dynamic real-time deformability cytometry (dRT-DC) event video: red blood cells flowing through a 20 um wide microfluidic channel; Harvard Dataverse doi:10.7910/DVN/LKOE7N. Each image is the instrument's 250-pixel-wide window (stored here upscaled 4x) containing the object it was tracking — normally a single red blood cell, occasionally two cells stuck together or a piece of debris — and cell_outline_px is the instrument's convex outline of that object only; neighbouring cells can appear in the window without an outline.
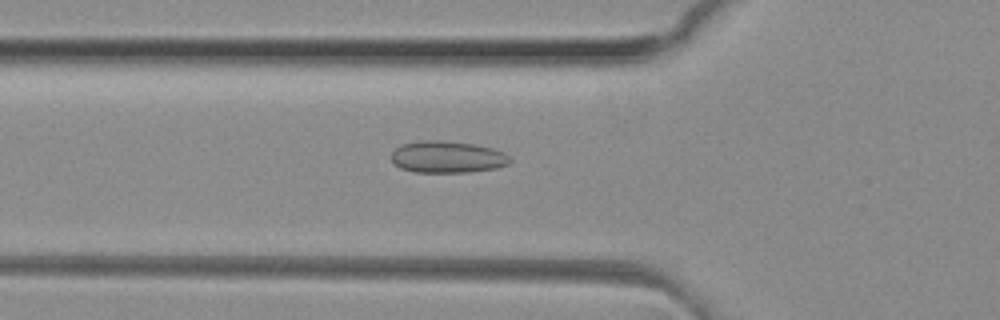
{"species": "common noctule bat (a hibernating species)", "species_latin": "Nyctalus noctula", "temperature_condition": "room temperature", "stored_images_in_passage": 49, "camera_frame_rate_fps": 3000, "um_per_image_px": 0.085, "animal": {"sex": "female", "body_mass_g": 29.2, "forearm_length_mm": 56.3}, "frame": {"image": 1, "passage_image": 17, "time_ms": 5.333, "image_size_px": [1000, 320], "cell_outline_px": [[512, 160], [508, 164], [496, 168], [468, 172], [412, 172], [400, 168], [392, 160], [392, 152], [400, 144], [424, 140], [436, 140], [472, 144], [492, 148], [504, 152]], "centroid_in_image_um": [38.01, 13.35], "position_along_channel_um": 87.8, "area_um2": 21.91}}
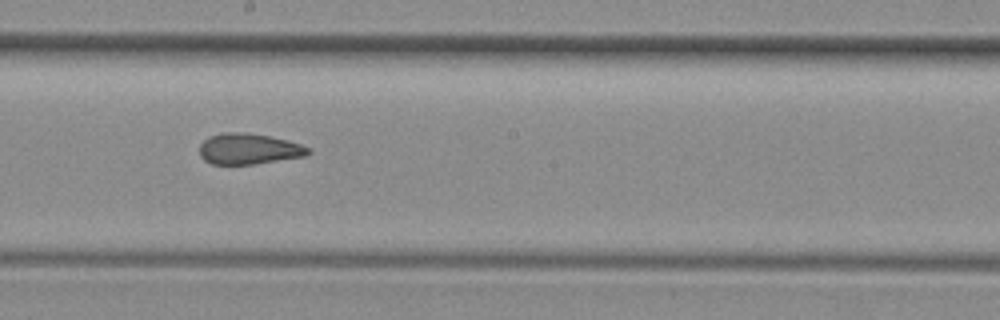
{"frame": {"image": 2, "passage_image": 27, "time_ms": 8.667, "image_size_px": [1000, 320], "cell_outline_px": [[312, 152], [308, 156], [252, 164], [212, 164], [204, 160], [200, 156], [200, 144], [204, 140], [212, 136], [224, 132], [244, 132], [268, 136], [288, 140], [312, 148]], "centroid_in_image_um": [21.19, 12.66], "position_along_channel_um": 227.0, "area_um2": 19.59}}
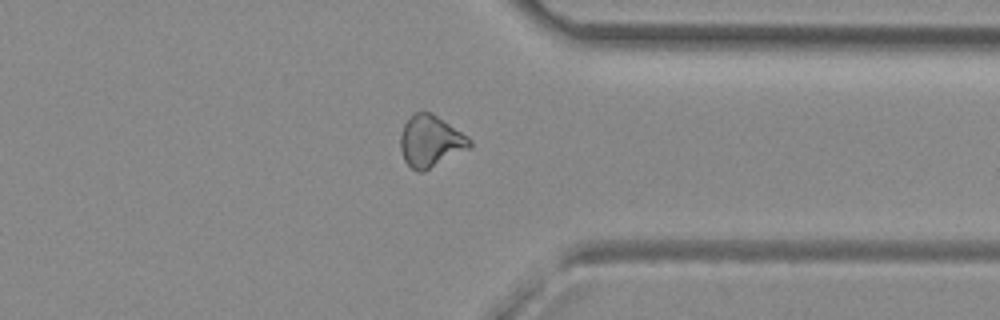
{"frame": {"image": 3, "passage_image": 38, "time_ms": 12.333, "image_size_px": [1000, 320], "cell_outline_px": [[472, 148], [424, 172], [416, 172], [404, 160], [400, 148], [400, 136], [404, 124], [416, 112], [432, 112], [468, 136], [472, 140]], "centroid_in_image_um": [36.63, 12.03], "position_along_channel_um": 374.8, "area_um2": 21.1}, "authors_computed_cell_mechanics": {"area_um2": 20.519, "velocity_mm_per_s": 4.1625, "shape_relaxation_time_tau1_ms": null, "shape_relaxation_time_tau2_ms": 1.8484, "deformation_change_tau1": null, "deformation_change_tau2": 0.0955}}